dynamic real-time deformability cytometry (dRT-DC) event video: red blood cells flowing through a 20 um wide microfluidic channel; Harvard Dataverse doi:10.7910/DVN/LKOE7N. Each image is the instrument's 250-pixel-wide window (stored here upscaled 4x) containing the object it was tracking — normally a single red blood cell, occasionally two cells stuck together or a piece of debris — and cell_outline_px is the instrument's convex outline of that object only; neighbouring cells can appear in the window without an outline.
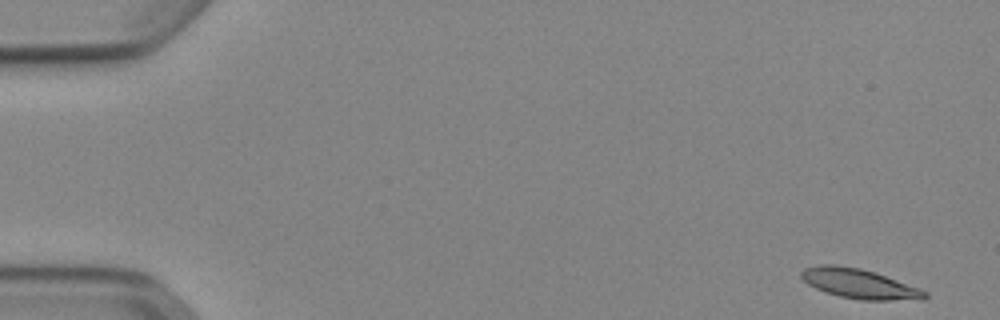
{"species": "Egyptian fruit bat (a non-hibernating species)", "species_latin": "Rousettus aegyptiacus", "temperature_condition": "cold", "stored_images_in_passage": 52, "segment_of_instrument_passage": [1, 2], "camera_frame_rate_fps": 3000, "um_per_image_px": 0.085, "animal": {"sex": "female"}, "frame": {"image": 1, "passage_image": 1, "time_ms": 0.0, "image_size_px": [1000, 320], "cell_outline_px": [[928, 296], [924, 300], [860, 300], [840, 296], [824, 292], [808, 284], [800, 276], [800, 272], [804, 268], [820, 264], [836, 264], [860, 268], [876, 272], [920, 288], [928, 292]], "centroid_in_image_um": [73.06, 24.11], "position_along_channel_um": 11.9, "area_um2": 21.68}}
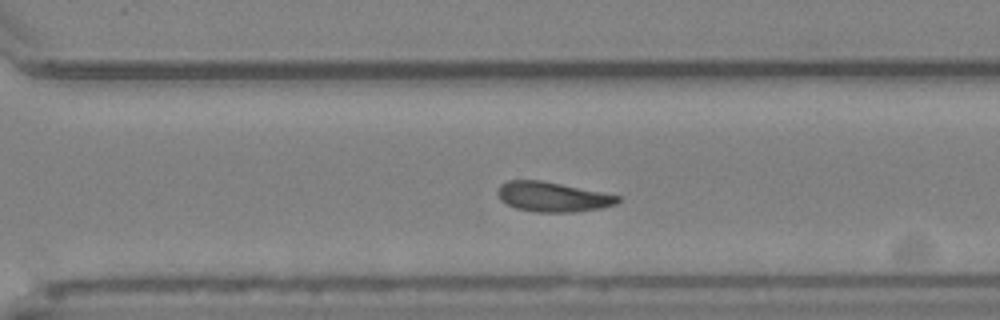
{"frame": {"image": 2, "passage_image": 36, "time_ms": 11.667, "image_size_px": [1000, 320], "cell_outline_px": [[620, 200], [616, 204], [600, 208], [572, 212], [536, 212], [516, 208], [500, 200], [496, 196], [496, 188], [500, 184], [508, 180], [540, 180], [620, 196]], "centroid_in_image_um": [46.9, 16.73], "position_along_channel_um": 323.7, "area_um2": 20.75}}
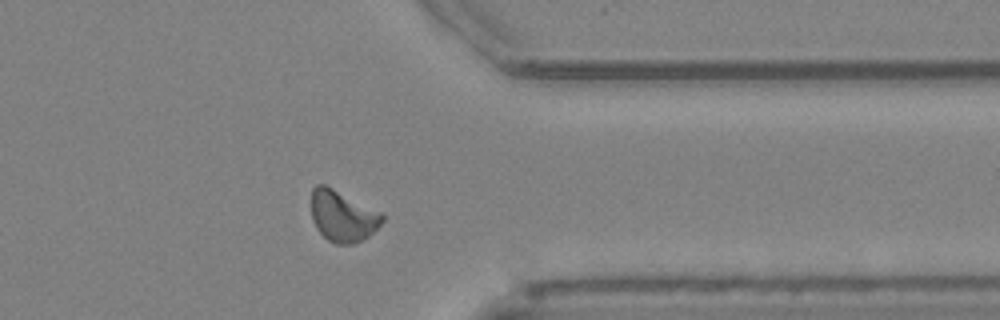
{"frame": {"image": 3, "passage_image": 41, "time_ms": 13.333, "image_size_px": [1000, 320], "cell_outline_px": [[384, 220], [364, 240], [352, 244], [336, 244], [328, 240], [316, 228], [312, 220], [312, 188], [316, 184], [324, 184], [380, 212], [384, 216]], "centroid_in_image_um": [29.1, 18.38], "position_along_channel_um": 382.3, "area_um2": 20.87}}